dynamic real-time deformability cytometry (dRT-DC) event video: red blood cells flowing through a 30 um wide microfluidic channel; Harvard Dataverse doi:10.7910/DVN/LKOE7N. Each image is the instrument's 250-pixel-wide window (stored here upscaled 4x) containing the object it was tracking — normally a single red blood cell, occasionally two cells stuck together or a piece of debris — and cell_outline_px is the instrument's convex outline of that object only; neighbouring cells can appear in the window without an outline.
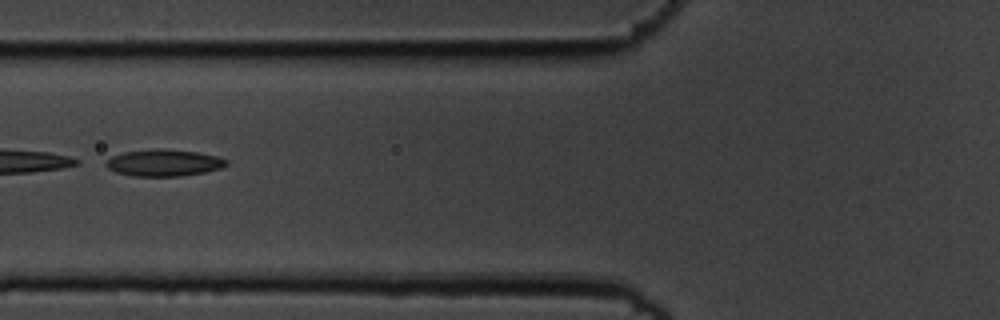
{"species": "common noctule bat (a hibernating species)", "species_latin": "Nyctalus noctula", "temperature_condition": "cold", "stored_images_in_passage": 6, "camera_frame_rate_fps": 3000, "um_per_image_px": 0.085, "animal": {"sex": "male", "body_mass_g": 19.5, "forearm_length_mm": 54.6}, "frame": {"image": 1, "passage_image": 5, "time_ms": 1.333, "image_size_px": [1000, 320], "cell_outline_px": [[228, 164], [220, 168], [204, 172], [180, 176], [132, 176], [116, 172], [108, 168], [104, 164], [112, 156], [124, 152], [164, 148], [196, 152], [216, 156], [228, 160]], "centroid_in_image_um": [13.92, 13.84], "position_along_channel_um": 111.9, "area_um2": 18.61}}